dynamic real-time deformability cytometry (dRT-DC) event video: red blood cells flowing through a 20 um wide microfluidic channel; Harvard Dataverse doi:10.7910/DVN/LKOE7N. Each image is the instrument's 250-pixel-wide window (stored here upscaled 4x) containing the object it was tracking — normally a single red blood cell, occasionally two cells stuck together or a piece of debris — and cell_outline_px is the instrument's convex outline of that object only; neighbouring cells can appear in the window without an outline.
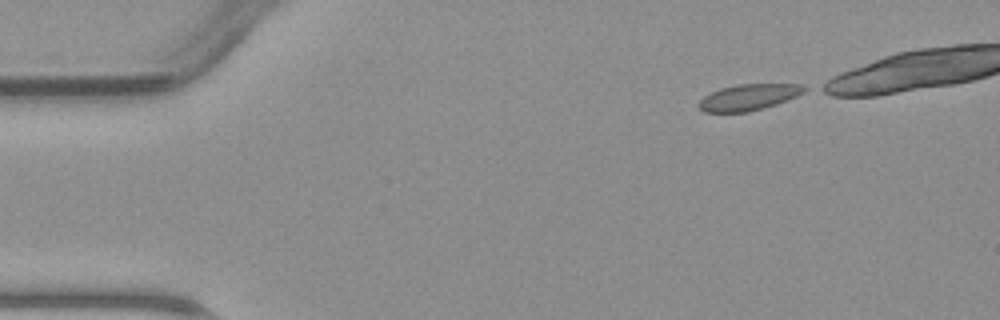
{"species": "common noctule bat (a hibernating species)", "species_latin": "Nyctalus noctula", "temperature_condition": "warm", "stored_images_in_passage": 33, "camera_frame_rate_fps": 3000, "um_per_image_px": 0.085, "animal": {"sex": "male", "body_mass_g": 23.1, "forearm_length_mm": 52.7}, "frame": {"image": 1, "passage_image": 1, "time_ms": 0.0, "image_size_px": [1000, 320], "cell_outline_px": [[808, 88], [804, 92], [796, 96], [776, 104], [748, 112], [704, 112], [696, 104], [704, 96], [720, 88], [740, 84], [800, 84]], "centroid_in_image_um": [63.62, 8.26], "position_along_channel_um": 21.4, "area_um2": 15.95}}
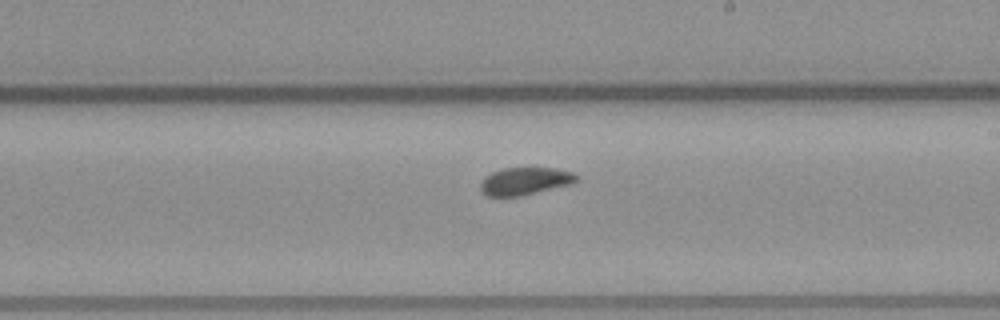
{"frame": {"image": 2, "passage_image": 22, "time_ms": 7.0, "image_size_px": [1000, 320], "cell_outline_px": [[580, 176], [572, 184], [520, 196], [488, 196], [480, 188], [480, 184], [484, 176], [492, 172], [504, 168], [556, 168], [572, 172]], "centroid_in_image_um": [44.64, 15.39], "position_along_channel_um": 244.4, "area_um2": 15.37}}
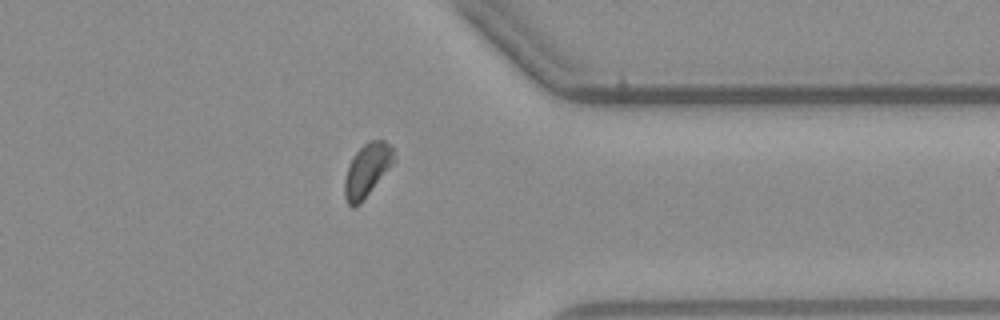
{"frame": {"image": 3, "passage_image": 32, "time_ms": 10.333, "image_size_px": [1000, 320], "cell_outline_px": [[396, 160], [360, 204], [352, 208], [348, 204], [344, 196], [344, 180], [348, 164], [352, 156], [368, 140], [384, 140], [392, 148]], "centroid_in_image_um": [31.18, 14.46], "position_along_channel_um": 380.2, "area_um2": 15.32}}